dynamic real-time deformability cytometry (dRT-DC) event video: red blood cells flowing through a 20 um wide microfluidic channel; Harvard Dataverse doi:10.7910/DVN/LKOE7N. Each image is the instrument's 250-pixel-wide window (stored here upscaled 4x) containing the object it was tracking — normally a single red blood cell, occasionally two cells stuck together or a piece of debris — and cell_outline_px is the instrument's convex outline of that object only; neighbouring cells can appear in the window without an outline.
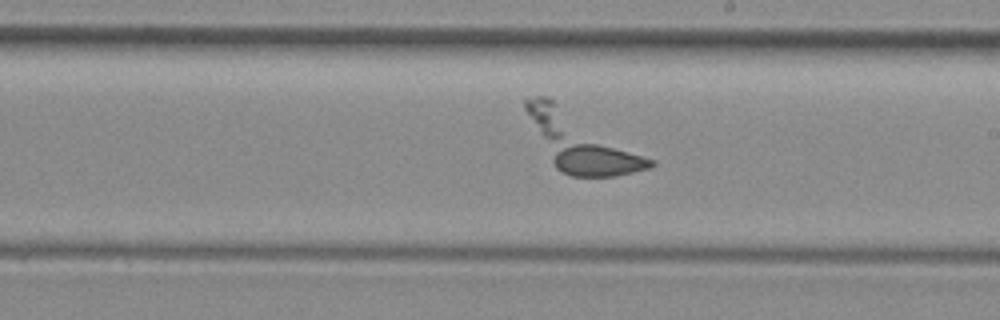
{"species": "common noctule bat (a hibernating species)", "species_latin": "Nyctalus noctula", "temperature_condition": "room temperature", "stored_images_in_passage": 34, "segment_of_instrument_passage": [2, 2], "camera_frame_rate_fps": 3000, "um_per_image_px": 0.085, "animal": {"sex": "female", "body_mass_g": 29.2, "forearm_length_mm": 56.3}, "frame": {"image": 1, "passage_image": 24, "time_ms": 7.667, "image_size_px": [1000, 320], "cell_outline_px": [[656, 164], [652, 168], [616, 176], [572, 176], [560, 172], [556, 168], [524, 108], [524, 100], [536, 96], [548, 96], [656, 160]], "centroid_in_image_um": [49.48, 12.11], "position_along_channel_um": 239.5, "area_um2": 40.69}}
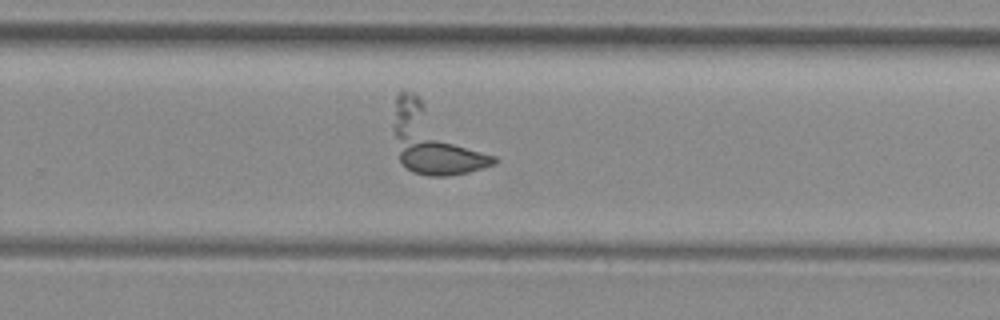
{"frame": {"image": 2, "passage_image": 28, "time_ms": 9.0, "image_size_px": [1000, 320], "cell_outline_px": [[500, 160], [496, 164], [468, 172], [448, 176], [428, 176], [412, 172], [400, 164], [392, 124], [396, 96], [400, 88], [404, 88], [412, 92], [496, 156]], "centroid_in_image_um": [36.89, 11.95], "position_along_channel_um": 292.9, "area_um2": 38.84}}
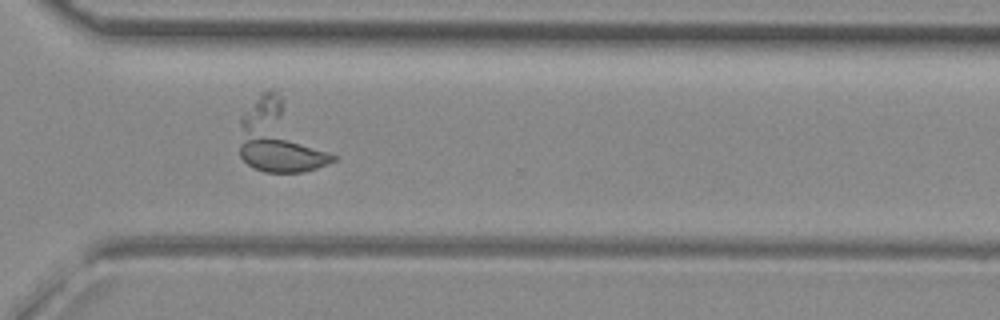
{"frame": {"image": 3, "passage_image": 32, "time_ms": 10.333, "image_size_px": [1000, 320], "cell_outline_px": [[340, 156], [336, 160], [328, 164], [304, 172], [264, 172], [252, 168], [240, 156], [240, 120], [260, 92], [268, 88]], "centroid_in_image_um": [23.82, 11.79], "position_along_channel_um": 346.8, "area_um2": 37.57}}